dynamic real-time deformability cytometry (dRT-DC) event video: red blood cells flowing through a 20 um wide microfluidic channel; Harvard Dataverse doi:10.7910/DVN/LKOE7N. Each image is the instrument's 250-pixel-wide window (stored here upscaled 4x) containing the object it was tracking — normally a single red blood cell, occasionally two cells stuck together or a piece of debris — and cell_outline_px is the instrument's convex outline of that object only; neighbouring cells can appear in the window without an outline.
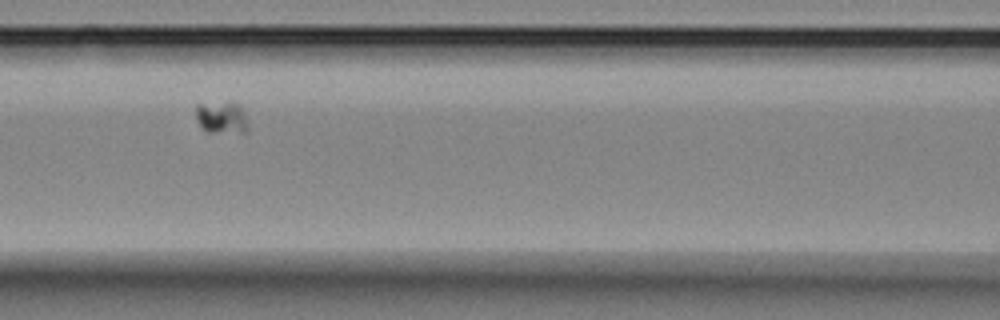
{"species": "Egyptian fruit bat (a non-hibernating species)", "species_latin": "Rousettus aegyptiacus", "temperature_condition": "room temperature", "stored_images_in_passage": 5, "camera_frame_rate_fps": 3000, "um_per_image_px": 0.085, "animal": {"sex": "female"}, "frame": {"image": 1, "passage_image": 4, "time_ms": 3.333, "image_size_px": [1000, 320], "cell_outline_px": [[248, 132], [208, 132], [200, 128], [196, 120], [196, 104], [232, 100], [240, 104], [244, 112], [248, 124]], "centroid_in_image_um": [18.84, 9.95], "position_along_channel_um": 147.8, "area_um2": 10.29}}
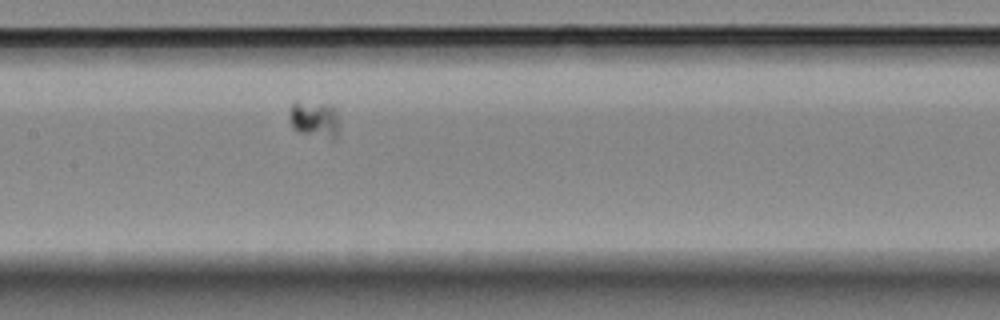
{"frame": {"image": 2, "passage_image": 5, "time_ms": 4.333, "image_size_px": [1000, 320], "cell_outline_px": [[336, 140], [332, 140], [300, 132], [292, 128], [288, 116], [288, 108], [296, 100], [332, 104], [336, 112]], "centroid_in_image_um": [26.66, 10.1], "position_along_channel_um": 180.7, "area_um2": 10.87}}